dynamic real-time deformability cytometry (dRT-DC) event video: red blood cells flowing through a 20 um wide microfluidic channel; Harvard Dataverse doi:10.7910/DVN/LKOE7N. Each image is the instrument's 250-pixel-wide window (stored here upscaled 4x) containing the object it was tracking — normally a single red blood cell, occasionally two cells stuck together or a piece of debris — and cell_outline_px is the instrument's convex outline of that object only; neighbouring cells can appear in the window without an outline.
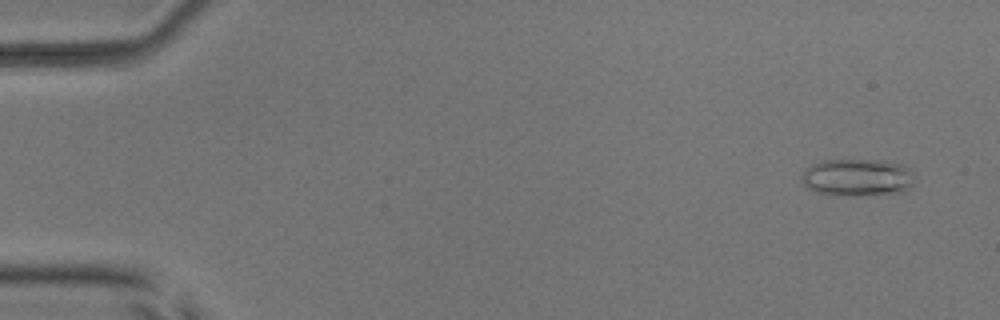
{"species": "common noctule bat (a hibernating species)", "species_latin": "Nyctalus noctula", "temperature_condition": "room temperature", "stored_images_in_passage": 54, "camera_frame_rate_fps": 3000, "um_per_image_px": 0.085, "animal": {"sex": "male", "body_mass_g": 17.9, "forearm_length_mm": 54.2}, "frame": {"image": 1, "passage_image": 4, "time_ms": 1.0, "image_size_px": [1000, 320], "cell_outline_px": [[912, 184], [908, 188], [900, 192], [848, 196], [816, 192], [804, 184], [800, 176], [804, 168], [820, 160], [880, 160], [900, 164], [908, 168]], "centroid_in_image_um": [72.78, 15.07], "position_along_channel_um": 12.2, "area_um2": 24.22}}
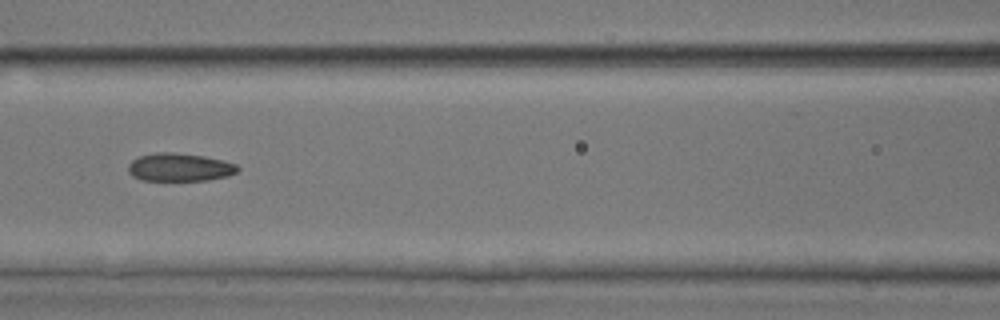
{"frame": {"image": 2, "passage_image": 25, "time_ms": 8.0, "image_size_px": [1000, 320], "cell_outline_px": [[240, 168], [236, 172], [228, 176], [208, 180], [140, 180], [132, 176], [128, 172], [128, 164], [132, 160], [140, 156], [156, 152], [172, 152], [204, 156], [224, 160], [236, 164]], "centroid_in_image_um": [15.26, 14.21], "position_along_channel_um": 151.3, "area_um2": 17.98}}
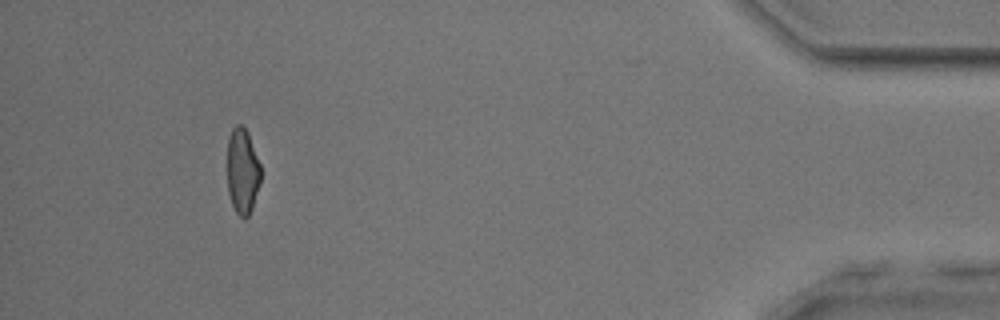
{"frame": {"image": 3, "passage_image": 50, "time_ms": 16.333, "image_size_px": [1000, 320], "cell_outline_px": [[260, 184], [252, 208], [248, 216], [244, 220], [236, 212], [232, 204], [228, 192], [228, 140], [232, 128], [236, 124], [244, 124], [248, 132], [260, 164]], "centroid_in_image_um": [20.62, 14.53], "position_along_channel_um": 414.6, "area_um2": 16.76}, "authors_computed_cell_mechanics": {"area_um2": 18.1492, "velocity_mm_per_s": 3.9208, "shape_relaxation_time_tau1_ms": 3.9378, "shape_relaxation_time_tau2_ms": 2.636, "deformation_change_tau1": 0.1493, "deformation_change_tau2": 0.1167}}